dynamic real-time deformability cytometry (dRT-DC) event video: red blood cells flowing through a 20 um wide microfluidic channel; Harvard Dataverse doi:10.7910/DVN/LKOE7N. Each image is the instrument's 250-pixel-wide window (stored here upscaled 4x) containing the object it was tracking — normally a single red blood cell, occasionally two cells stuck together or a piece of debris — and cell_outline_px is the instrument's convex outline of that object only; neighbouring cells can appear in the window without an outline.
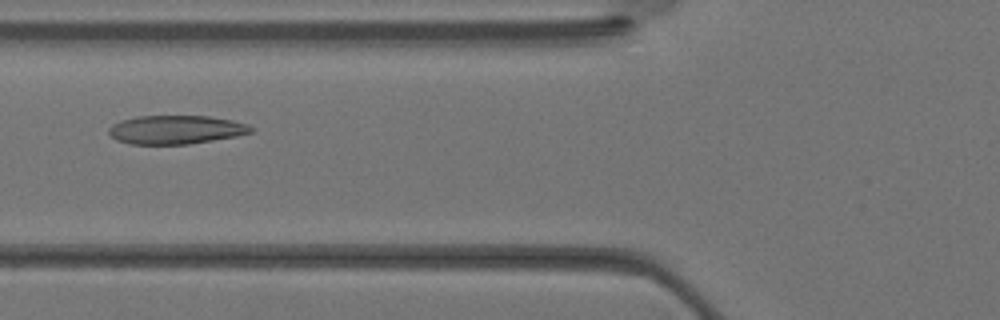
{"species": "Egyptian fruit bat (a non-hibernating species)", "species_latin": "Rousettus aegyptiacus", "temperature_condition": "warm", "stored_images_in_passage": 33, "camera_frame_rate_fps": 3000, "um_per_image_px": 0.085, "animal": {"sex": "female"}, "frame": {"image": 1, "passage_image": 11, "time_ms": 3.333, "image_size_px": [1000, 320], "cell_outline_px": [[256, 128], [252, 132], [236, 136], [188, 144], [128, 144], [116, 140], [108, 132], [108, 128], [112, 124], [120, 120], [136, 116], [208, 116], [232, 120], [248, 124]], "centroid_in_image_um": [14.94, 11.02], "position_along_channel_um": 110.9, "area_um2": 23.87}}
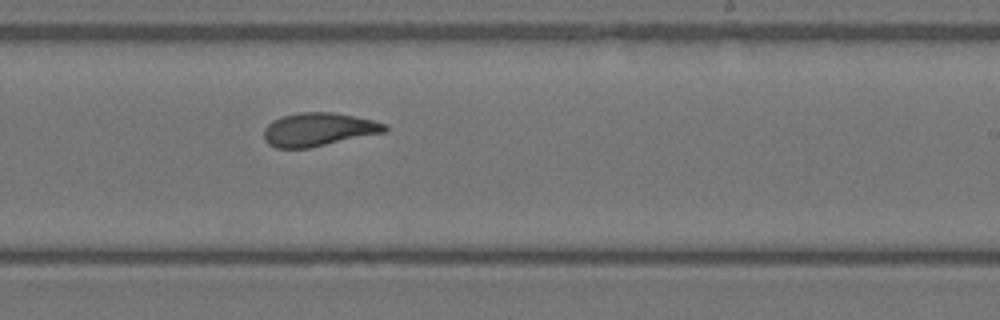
{"frame": {"image": 2, "passage_image": 19, "time_ms": 6.0, "image_size_px": [1000, 320], "cell_outline_px": [[388, 128], [384, 132], [308, 148], [276, 148], [268, 144], [264, 140], [264, 128], [272, 120], [280, 116], [300, 112], [332, 112], [372, 120], [388, 124]], "centroid_in_image_um": [27.02, 11.0], "position_along_channel_um": 262.0, "area_um2": 23.41}}
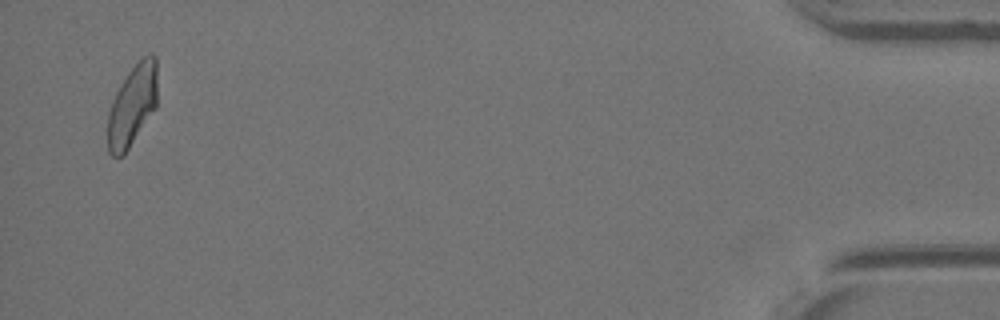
{"frame": {"image": 3, "passage_image": 32, "time_ms": 10.333, "image_size_px": [1000, 320], "cell_outline_px": [[156, 108], [124, 156], [112, 156], [108, 152], [108, 112], [112, 100], [120, 84], [128, 72], [144, 56], [152, 52], [156, 56]], "centroid_in_image_um": [11.24, 8.98], "position_along_channel_um": 424.0, "area_um2": 23.52}}